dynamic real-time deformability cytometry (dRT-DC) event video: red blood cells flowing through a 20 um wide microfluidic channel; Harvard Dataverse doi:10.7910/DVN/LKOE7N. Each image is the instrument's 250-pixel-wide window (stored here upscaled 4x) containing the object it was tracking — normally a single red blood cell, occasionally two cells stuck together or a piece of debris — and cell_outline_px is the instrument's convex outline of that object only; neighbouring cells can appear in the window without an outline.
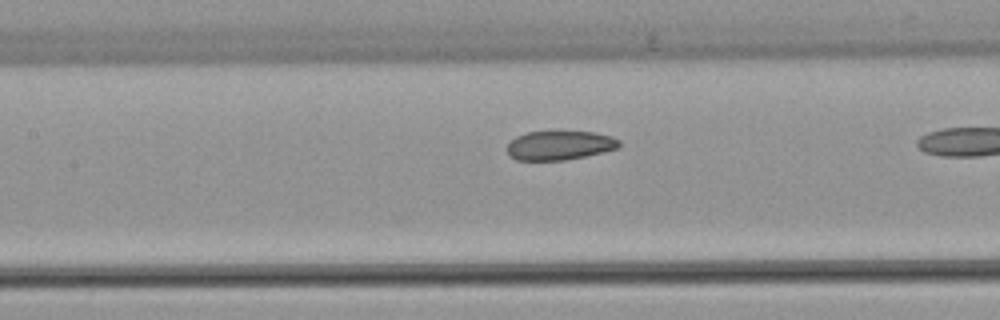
{"species": "common noctule bat (a hibernating species)", "species_latin": "Nyctalus noctula", "temperature_condition": "warm", "stored_images_in_passage": 25, "camera_frame_rate_fps": 3000, "um_per_image_px": 0.085, "animal": {"sex": "female", "body_mass_g": 22.7, "forearm_length_mm": 54.2}, "frame": {"image": 1, "passage_image": 15, "time_ms": 4.667, "image_size_px": [1000, 320], "cell_outline_px": [[620, 144], [616, 148], [584, 156], [564, 160], [516, 160], [508, 156], [504, 148], [516, 136], [528, 132], [592, 132], [612, 136], [620, 140]], "centroid_in_image_um": [47.49, 12.36], "position_along_channel_um": 159.9, "area_um2": 18.9}}